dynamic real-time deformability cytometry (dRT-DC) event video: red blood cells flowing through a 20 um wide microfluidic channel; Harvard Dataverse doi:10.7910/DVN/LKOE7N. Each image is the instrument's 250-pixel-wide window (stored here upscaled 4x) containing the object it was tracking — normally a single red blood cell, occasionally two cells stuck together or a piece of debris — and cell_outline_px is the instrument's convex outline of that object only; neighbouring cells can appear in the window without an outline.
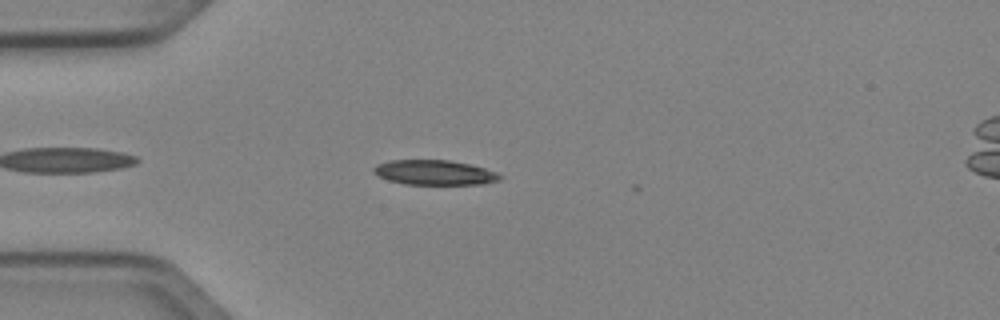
{"species": "Egyptian fruit bat (a non-hibernating species)", "species_latin": "Rousettus aegyptiacus", "temperature_condition": "cold", "stored_images_in_passage": 34, "camera_frame_rate_fps": 3000, "um_per_image_px": 0.085, "animal": {"sex": "female"}, "frame": {"image": 1, "passage_image": 3, "time_ms": 0.667, "image_size_px": [1000, 320], "cell_outline_px": [[504, 176], [500, 180], [484, 184], [404, 184], [388, 180], [372, 172], [372, 168], [376, 164], [388, 160], [448, 160], [468, 164], [484, 168], [496, 172]], "centroid_in_image_um": [36.92, 14.66], "position_along_channel_um": 48.1, "area_um2": 18.32}}
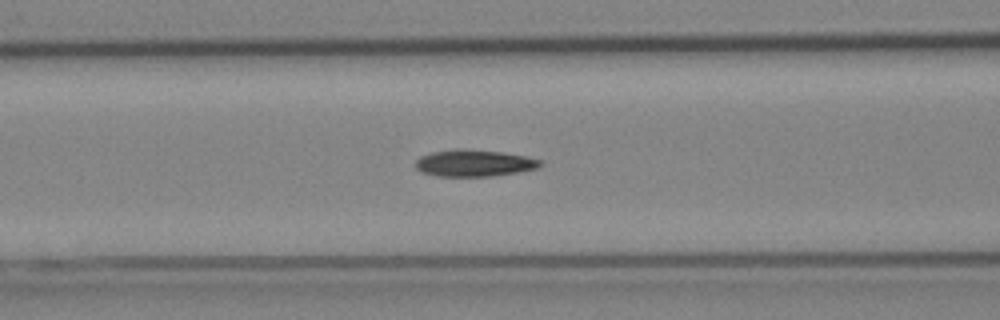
{"frame": {"image": 2, "passage_image": 10, "time_ms": 3.0, "image_size_px": [1000, 320], "cell_outline_px": [[544, 164], [536, 168], [520, 172], [492, 176], [436, 176], [420, 172], [416, 168], [416, 160], [420, 156], [432, 152], [456, 148], [460, 148], [500, 152], [524, 156], [540, 160]], "centroid_in_image_um": [40.27, 13.87], "position_along_channel_um": 126.3, "area_um2": 19.48}}
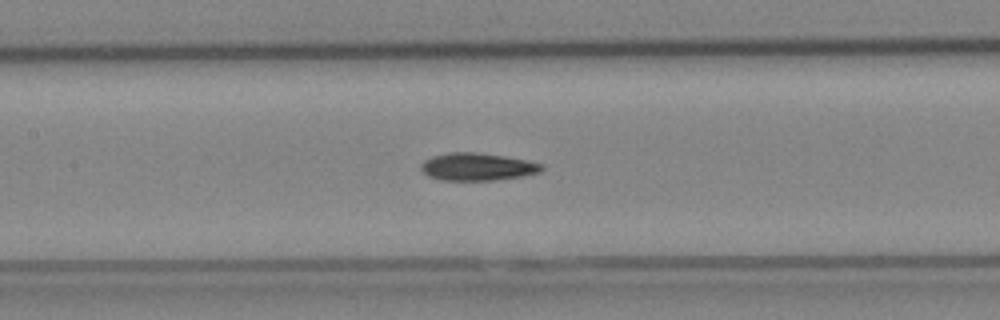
{"frame": {"image": 3, "passage_image": 13, "time_ms": 4.0, "image_size_px": [1000, 320], "cell_outline_px": [[544, 168], [540, 172], [520, 176], [496, 180], [444, 180], [428, 176], [420, 168], [420, 164], [424, 160], [432, 156], [452, 152], [476, 152], [504, 156], [544, 164]], "centroid_in_image_um": [40.56, 14.17], "position_along_channel_um": 166.8, "area_um2": 19.25}, "authors_computed_cell_mechanics": {"area_um2": 18.9873, "velocity_mm_per_s": 4.0525, "shape_relaxation_time_tau1_ms": 5.4911, "shape_relaxation_time_tau2_ms": 4.8934, "deformation_change_tau1": 0.1464, "deformation_change_tau2": 0.1213}}